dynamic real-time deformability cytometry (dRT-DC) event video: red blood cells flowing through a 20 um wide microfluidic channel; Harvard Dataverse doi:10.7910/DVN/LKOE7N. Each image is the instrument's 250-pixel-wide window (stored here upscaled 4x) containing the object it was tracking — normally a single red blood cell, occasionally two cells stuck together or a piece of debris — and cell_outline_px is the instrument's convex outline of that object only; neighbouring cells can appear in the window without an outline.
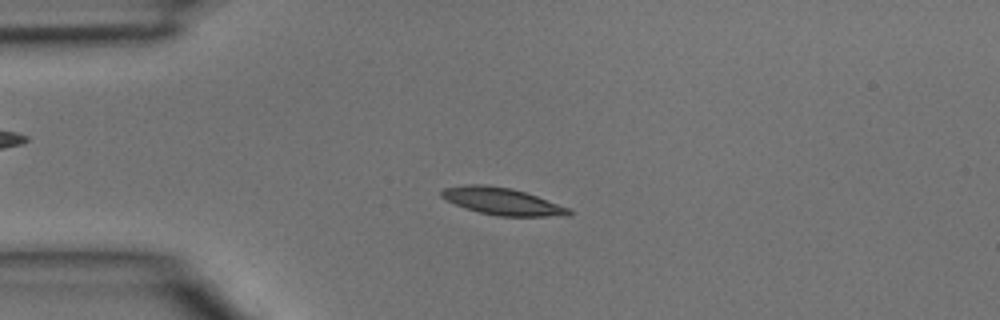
{"species": "common noctule bat (a hibernating species)", "species_latin": "Nyctalus noctula", "temperature_condition": "room temperature", "stored_images_in_passage": 4, "camera_frame_rate_fps": 3000, "um_per_image_px": 0.085, "animal": {"sex": "male", "body_mass_g": 15.6}, "frame": {"image": 1, "passage_image": 4, "time_ms": 1.0, "image_size_px": [1000, 320], "cell_outline_px": [[572, 212], [568, 216], [496, 216], [464, 208], [440, 196], [440, 192], [444, 188], [468, 184], [484, 184], [512, 188], [536, 196], [568, 208]], "centroid_in_image_um": [42.66, 17.11], "position_along_channel_um": 42.3, "area_um2": 19.88}}